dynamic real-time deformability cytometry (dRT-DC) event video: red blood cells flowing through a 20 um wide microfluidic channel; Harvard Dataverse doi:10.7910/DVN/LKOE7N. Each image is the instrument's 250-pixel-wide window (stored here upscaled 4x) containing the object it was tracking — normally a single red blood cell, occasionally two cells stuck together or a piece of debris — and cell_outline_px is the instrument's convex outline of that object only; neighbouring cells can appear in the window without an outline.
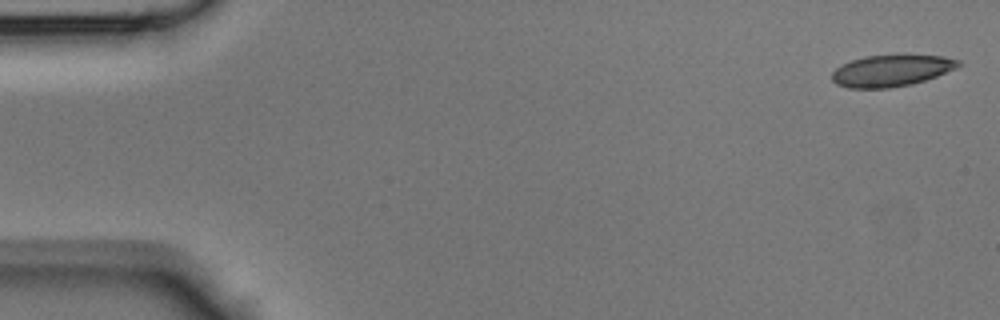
{"species": "Egyptian fruit bat (a non-hibernating species)", "species_latin": "Rousettus aegyptiacus", "temperature_condition": "room temperature", "stored_images_in_passage": 43, "camera_frame_rate_fps": 3000, "um_per_image_px": 0.085, "animal": {"sex": "male"}, "frame": {"image": 1, "passage_image": 1, "time_ms": 0.0, "image_size_px": [1000, 320], "cell_outline_px": [[964, 64], [956, 68], [936, 76], [912, 84], [888, 88], [848, 88], [836, 84], [832, 80], [832, 72], [836, 68], [852, 60], [864, 56], [904, 52], [944, 56], [960, 60]], "centroid_in_image_um": [75.82, 5.95], "position_along_channel_um": 9.2, "area_um2": 24.1}}
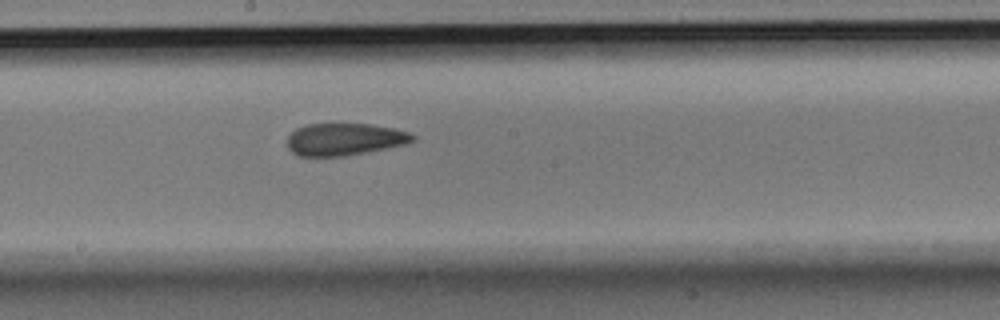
{"frame": {"image": 2, "passage_image": 23, "time_ms": 7.333, "image_size_px": [1000, 320], "cell_outline_px": [[416, 140], [408, 144], [344, 156], [300, 156], [292, 152], [288, 148], [288, 136], [296, 128], [304, 124], [372, 124], [396, 128], [408, 132], [416, 136]], "centroid_in_image_um": [29.32, 11.83], "position_along_channel_um": 218.9, "area_um2": 23.7}}
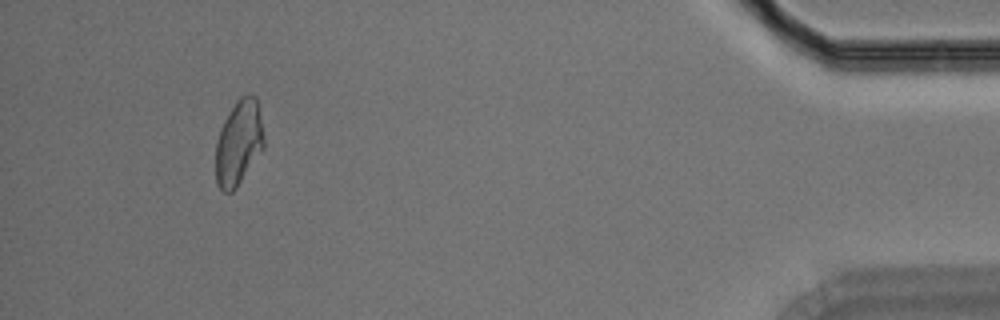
{"frame": {"image": 3, "passage_image": 40, "time_ms": 13.0, "image_size_px": [1000, 320], "cell_outline_px": [[264, 148], [236, 188], [232, 192], [224, 192], [216, 184], [216, 140], [220, 128], [224, 120], [236, 100], [240, 96], [256, 96], [264, 136]], "centroid_in_image_um": [20.28, 12.15], "position_along_channel_um": 414.9, "area_um2": 23.81}}